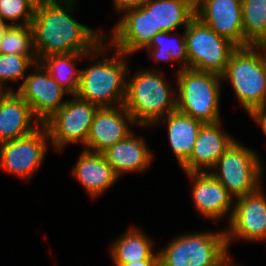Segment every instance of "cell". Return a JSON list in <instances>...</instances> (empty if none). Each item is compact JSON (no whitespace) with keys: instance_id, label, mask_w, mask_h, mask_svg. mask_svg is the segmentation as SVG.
<instances>
[{"instance_id":"26","label":"cell","mask_w":266,"mask_h":266,"mask_svg":"<svg viewBox=\"0 0 266 266\" xmlns=\"http://www.w3.org/2000/svg\"><path fill=\"white\" fill-rule=\"evenodd\" d=\"M170 35L171 32L165 31L155 34L152 37L150 44L145 49H148L149 51L154 49L151 51V54L153 56L152 58L156 62L163 60H179L183 63V66H181L180 69H189V59L187 55L185 34L183 35V37H180V39L176 37L177 40L172 38L173 36Z\"/></svg>"},{"instance_id":"8","label":"cell","mask_w":266,"mask_h":266,"mask_svg":"<svg viewBox=\"0 0 266 266\" xmlns=\"http://www.w3.org/2000/svg\"><path fill=\"white\" fill-rule=\"evenodd\" d=\"M219 167V168H218ZM209 171L226 189L238 198L261 188L262 166L257 154L234 140Z\"/></svg>"},{"instance_id":"19","label":"cell","mask_w":266,"mask_h":266,"mask_svg":"<svg viewBox=\"0 0 266 266\" xmlns=\"http://www.w3.org/2000/svg\"><path fill=\"white\" fill-rule=\"evenodd\" d=\"M73 173L92 197L110 188L119 178L102 153L87 150L82 152Z\"/></svg>"},{"instance_id":"1","label":"cell","mask_w":266,"mask_h":266,"mask_svg":"<svg viewBox=\"0 0 266 266\" xmlns=\"http://www.w3.org/2000/svg\"><path fill=\"white\" fill-rule=\"evenodd\" d=\"M75 1L41 0L36 4L31 28L38 62L52 54H87L107 39L71 17Z\"/></svg>"},{"instance_id":"12","label":"cell","mask_w":266,"mask_h":266,"mask_svg":"<svg viewBox=\"0 0 266 266\" xmlns=\"http://www.w3.org/2000/svg\"><path fill=\"white\" fill-rule=\"evenodd\" d=\"M260 190L236 198L230 213V230L225 231L228 248L232 238L266 240V197Z\"/></svg>"},{"instance_id":"23","label":"cell","mask_w":266,"mask_h":266,"mask_svg":"<svg viewBox=\"0 0 266 266\" xmlns=\"http://www.w3.org/2000/svg\"><path fill=\"white\" fill-rule=\"evenodd\" d=\"M101 42L94 50L87 54L69 53V54H52L43 57L39 62L48 71L50 76L60 85L68 94L76 95L81 70H75L73 61L78 58H98L103 54L105 46Z\"/></svg>"},{"instance_id":"10","label":"cell","mask_w":266,"mask_h":266,"mask_svg":"<svg viewBox=\"0 0 266 266\" xmlns=\"http://www.w3.org/2000/svg\"><path fill=\"white\" fill-rule=\"evenodd\" d=\"M47 140L50 138L42 124L41 128L25 136L0 143L1 168L8 173L29 179L45 158Z\"/></svg>"},{"instance_id":"30","label":"cell","mask_w":266,"mask_h":266,"mask_svg":"<svg viewBox=\"0 0 266 266\" xmlns=\"http://www.w3.org/2000/svg\"><path fill=\"white\" fill-rule=\"evenodd\" d=\"M249 114L253 119L261 125L262 130L266 135V104L252 109Z\"/></svg>"},{"instance_id":"13","label":"cell","mask_w":266,"mask_h":266,"mask_svg":"<svg viewBox=\"0 0 266 266\" xmlns=\"http://www.w3.org/2000/svg\"><path fill=\"white\" fill-rule=\"evenodd\" d=\"M195 16L238 47H244L241 0H200Z\"/></svg>"},{"instance_id":"20","label":"cell","mask_w":266,"mask_h":266,"mask_svg":"<svg viewBox=\"0 0 266 266\" xmlns=\"http://www.w3.org/2000/svg\"><path fill=\"white\" fill-rule=\"evenodd\" d=\"M102 154L118 177L122 172L143 171L149 166L152 158L143 138L133 137V133L116 142Z\"/></svg>"},{"instance_id":"31","label":"cell","mask_w":266,"mask_h":266,"mask_svg":"<svg viewBox=\"0 0 266 266\" xmlns=\"http://www.w3.org/2000/svg\"><path fill=\"white\" fill-rule=\"evenodd\" d=\"M147 0H114V6L118 12L128 9L139 8Z\"/></svg>"},{"instance_id":"15","label":"cell","mask_w":266,"mask_h":266,"mask_svg":"<svg viewBox=\"0 0 266 266\" xmlns=\"http://www.w3.org/2000/svg\"><path fill=\"white\" fill-rule=\"evenodd\" d=\"M126 14L113 27L111 45L125 55L145 49L154 36L152 13L143 5L126 10Z\"/></svg>"},{"instance_id":"14","label":"cell","mask_w":266,"mask_h":266,"mask_svg":"<svg viewBox=\"0 0 266 266\" xmlns=\"http://www.w3.org/2000/svg\"><path fill=\"white\" fill-rule=\"evenodd\" d=\"M136 124L123 105L99 107L95 113L86 141L90 152L103 153L116 142L126 139L132 130L128 124Z\"/></svg>"},{"instance_id":"25","label":"cell","mask_w":266,"mask_h":266,"mask_svg":"<svg viewBox=\"0 0 266 266\" xmlns=\"http://www.w3.org/2000/svg\"><path fill=\"white\" fill-rule=\"evenodd\" d=\"M244 47L260 46L266 39V0H241Z\"/></svg>"},{"instance_id":"21","label":"cell","mask_w":266,"mask_h":266,"mask_svg":"<svg viewBox=\"0 0 266 266\" xmlns=\"http://www.w3.org/2000/svg\"><path fill=\"white\" fill-rule=\"evenodd\" d=\"M163 120L167 121L169 143L179 161V165L182 166L193 151L198 132L203 122L177 110L159 119L155 125L161 123Z\"/></svg>"},{"instance_id":"29","label":"cell","mask_w":266,"mask_h":266,"mask_svg":"<svg viewBox=\"0 0 266 266\" xmlns=\"http://www.w3.org/2000/svg\"><path fill=\"white\" fill-rule=\"evenodd\" d=\"M36 4L35 0H0V19L17 21L13 25H31ZM20 18L24 20L22 24L18 21Z\"/></svg>"},{"instance_id":"3","label":"cell","mask_w":266,"mask_h":266,"mask_svg":"<svg viewBox=\"0 0 266 266\" xmlns=\"http://www.w3.org/2000/svg\"><path fill=\"white\" fill-rule=\"evenodd\" d=\"M259 49L252 45L238 47L221 74L222 80H230L235 96L248 113L266 104V53Z\"/></svg>"},{"instance_id":"17","label":"cell","mask_w":266,"mask_h":266,"mask_svg":"<svg viewBox=\"0 0 266 266\" xmlns=\"http://www.w3.org/2000/svg\"><path fill=\"white\" fill-rule=\"evenodd\" d=\"M187 175L193 180L192 196L201 215L216 220L234 207L233 196L209 171L190 172Z\"/></svg>"},{"instance_id":"28","label":"cell","mask_w":266,"mask_h":266,"mask_svg":"<svg viewBox=\"0 0 266 266\" xmlns=\"http://www.w3.org/2000/svg\"><path fill=\"white\" fill-rule=\"evenodd\" d=\"M38 62L37 57H26L17 54L0 53V89L3 90L1 83L25 79V72L30 66Z\"/></svg>"},{"instance_id":"22","label":"cell","mask_w":266,"mask_h":266,"mask_svg":"<svg viewBox=\"0 0 266 266\" xmlns=\"http://www.w3.org/2000/svg\"><path fill=\"white\" fill-rule=\"evenodd\" d=\"M143 6L152 13L154 35L186 28L195 17V7L187 0H147Z\"/></svg>"},{"instance_id":"35","label":"cell","mask_w":266,"mask_h":266,"mask_svg":"<svg viewBox=\"0 0 266 266\" xmlns=\"http://www.w3.org/2000/svg\"><path fill=\"white\" fill-rule=\"evenodd\" d=\"M261 49L262 50H265V53H266V39L265 41L260 45Z\"/></svg>"},{"instance_id":"9","label":"cell","mask_w":266,"mask_h":266,"mask_svg":"<svg viewBox=\"0 0 266 266\" xmlns=\"http://www.w3.org/2000/svg\"><path fill=\"white\" fill-rule=\"evenodd\" d=\"M98 108V105L74 95V99L67 100L45 121L43 124L56 150H62L67 144L79 141L86 145L89 129Z\"/></svg>"},{"instance_id":"32","label":"cell","mask_w":266,"mask_h":266,"mask_svg":"<svg viewBox=\"0 0 266 266\" xmlns=\"http://www.w3.org/2000/svg\"><path fill=\"white\" fill-rule=\"evenodd\" d=\"M116 266H159V260H141L124 264H115Z\"/></svg>"},{"instance_id":"36","label":"cell","mask_w":266,"mask_h":266,"mask_svg":"<svg viewBox=\"0 0 266 266\" xmlns=\"http://www.w3.org/2000/svg\"><path fill=\"white\" fill-rule=\"evenodd\" d=\"M227 266H236L235 264H232V262L229 264V265H227Z\"/></svg>"},{"instance_id":"33","label":"cell","mask_w":266,"mask_h":266,"mask_svg":"<svg viewBox=\"0 0 266 266\" xmlns=\"http://www.w3.org/2000/svg\"><path fill=\"white\" fill-rule=\"evenodd\" d=\"M10 25L13 24L5 23L3 20L0 19V42L3 39L4 34L7 31V29L10 27Z\"/></svg>"},{"instance_id":"7","label":"cell","mask_w":266,"mask_h":266,"mask_svg":"<svg viewBox=\"0 0 266 266\" xmlns=\"http://www.w3.org/2000/svg\"><path fill=\"white\" fill-rule=\"evenodd\" d=\"M189 68L221 75L231 54L238 48L229 39L218 35L196 16L189 22L184 33Z\"/></svg>"},{"instance_id":"34","label":"cell","mask_w":266,"mask_h":266,"mask_svg":"<svg viewBox=\"0 0 266 266\" xmlns=\"http://www.w3.org/2000/svg\"><path fill=\"white\" fill-rule=\"evenodd\" d=\"M191 5H193L194 7H196L198 4H199V2H200V0H187Z\"/></svg>"},{"instance_id":"16","label":"cell","mask_w":266,"mask_h":266,"mask_svg":"<svg viewBox=\"0 0 266 266\" xmlns=\"http://www.w3.org/2000/svg\"><path fill=\"white\" fill-rule=\"evenodd\" d=\"M234 140L222 131L220 121L203 123L193 151L181 167L186 173L206 172L205 169L212 170L217 160Z\"/></svg>"},{"instance_id":"11","label":"cell","mask_w":266,"mask_h":266,"mask_svg":"<svg viewBox=\"0 0 266 266\" xmlns=\"http://www.w3.org/2000/svg\"><path fill=\"white\" fill-rule=\"evenodd\" d=\"M34 66L36 73L26 76L15 92L31 106L35 122L43 124L66 102L62 101V97L67 92L40 62H36Z\"/></svg>"},{"instance_id":"27","label":"cell","mask_w":266,"mask_h":266,"mask_svg":"<svg viewBox=\"0 0 266 266\" xmlns=\"http://www.w3.org/2000/svg\"><path fill=\"white\" fill-rule=\"evenodd\" d=\"M0 53L37 57L31 25H10L0 42Z\"/></svg>"},{"instance_id":"2","label":"cell","mask_w":266,"mask_h":266,"mask_svg":"<svg viewBox=\"0 0 266 266\" xmlns=\"http://www.w3.org/2000/svg\"><path fill=\"white\" fill-rule=\"evenodd\" d=\"M171 93L169 84L155 69L139 71L132 80L127 79L123 106L136 125L152 126L176 110V98Z\"/></svg>"},{"instance_id":"24","label":"cell","mask_w":266,"mask_h":266,"mask_svg":"<svg viewBox=\"0 0 266 266\" xmlns=\"http://www.w3.org/2000/svg\"><path fill=\"white\" fill-rule=\"evenodd\" d=\"M153 242L147 235L134 227L113 242L111 257L114 264H124L141 260H159L158 252L153 253Z\"/></svg>"},{"instance_id":"6","label":"cell","mask_w":266,"mask_h":266,"mask_svg":"<svg viewBox=\"0 0 266 266\" xmlns=\"http://www.w3.org/2000/svg\"><path fill=\"white\" fill-rule=\"evenodd\" d=\"M220 80L221 75L216 73L180 69L176 110L203 123L220 121Z\"/></svg>"},{"instance_id":"18","label":"cell","mask_w":266,"mask_h":266,"mask_svg":"<svg viewBox=\"0 0 266 266\" xmlns=\"http://www.w3.org/2000/svg\"><path fill=\"white\" fill-rule=\"evenodd\" d=\"M34 114L31 106L12 89L0 95V143L15 140L38 128L40 122L31 125Z\"/></svg>"},{"instance_id":"5","label":"cell","mask_w":266,"mask_h":266,"mask_svg":"<svg viewBox=\"0 0 266 266\" xmlns=\"http://www.w3.org/2000/svg\"><path fill=\"white\" fill-rule=\"evenodd\" d=\"M158 254L159 266H227L231 263L225 230L177 236Z\"/></svg>"},{"instance_id":"4","label":"cell","mask_w":266,"mask_h":266,"mask_svg":"<svg viewBox=\"0 0 266 266\" xmlns=\"http://www.w3.org/2000/svg\"><path fill=\"white\" fill-rule=\"evenodd\" d=\"M116 56L98 61L80 72L76 96L99 107L124 105L127 85L126 55L115 49ZM123 56V57H122ZM122 57V58H121Z\"/></svg>"}]
</instances>
